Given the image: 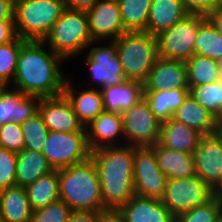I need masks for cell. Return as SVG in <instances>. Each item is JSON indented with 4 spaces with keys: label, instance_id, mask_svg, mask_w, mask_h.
<instances>
[{
    "label": "cell",
    "instance_id": "12",
    "mask_svg": "<svg viewBox=\"0 0 222 222\" xmlns=\"http://www.w3.org/2000/svg\"><path fill=\"white\" fill-rule=\"evenodd\" d=\"M134 188L135 195L161 199L168 178L160 170L154 151L149 146H134Z\"/></svg>",
    "mask_w": 222,
    "mask_h": 222
},
{
    "label": "cell",
    "instance_id": "4",
    "mask_svg": "<svg viewBox=\"0 0 222 222\" xmlns=\"http://www.w3.org/2000/svg\"><path fill=\"white\" fill-rule=\"evenodd\" d=\"M43 42L65 61L80 56L93 43L86 11L66 8Z\"/></svg>",
    "mask_w": 222,
    "mask_h": 222
},
{
    "label": "cell",
    "instance_id": "44",
    "mask_svg": "<svg viewBox=\"0 0 222 222\" xmlns=\"http://www.w3.org/2000/svg\"><path fill=\"white\" fill-rule=\"evenodd\" d=\"M14 0H0V20L13 19Z\"/></svg>",
    "mask_w": 222,
    "mask_h": 222
},
{
    "label": "cell",
    "instance_id": "49",
    "mask_svg": "<svg viewBox=\"0 0 222 222\" xmlns=\"http://www.w3.org/2000/svg\"><path fill=\"white\" fill-rule=\"evenodd\" d=\"M217 120H218L219 128H222V112H221V115L217 118Z\"/></svg>",
    "mask_w": 222,
    "mask_h": 222
},
{
    "label": "cell",
    "instance_id": "27",
    "mask_svg": "<svg viewBox=\"0 0 222 222\" xmlns=\"http://www.w3.org/2000/svg\"><path fill=\"white\" fill-rule=\"evenodd\" d=\"M189 94V88L165 89L144 91V98L154 116L163 123L172 118L174 112L184 103Z\"/></svg>",
    "mask_w": 222,
    "mask_h": 222
},
{
    "label": "cell",
    "instance_id": "34",
    "mask_svg": "<svg viewBox=\"0 0 222 222\" xmlns=\"http://www.w3.org/2000/svg\"><path fill=\"white\" fill-rule=\"evenodd\" d=\"M24 149L41 152L49 132L39 112L21 123Z\"/></svg>",
    "mask_w": 222,
    "mask_h": 222
},
{
    "label": "cell",
    "instance_id": "31",
    "mask_svg": "<svg viewBox=\"0 0 222 222\" xmlns=\"http://www.w3.org/2000/svg\"><path fill=\"white\" fill-rule=\"evenodd\" d=\"M188 86H200L221 79L215 59L194 54L186 62Z\"/></svg>",
    "mask_w": 222,
    "mask_h": 222
},
{
    "label": "cell",
    "instance_id": "47",
    "mask_svg": "<svg viewBox=\"0 0 222 222\" xmlns=\"http://www.w3.org/2000/svg\"><path fill=\"white\" fill-rule=\"evenodd\" d=\"M216 61H217V66L219 68L220 76H221V79H222V56L219 57L218 59H216Z\"/></svg>",
    "mask_w": 222,
    "mask_h": 222
},
{
    "label": "cell",
    "instance_id": "26",
    "mask_svg": "<svg viewBox=\"0 0 222 222\" xmlns=\"http://www.w3.org/2000/svg\"><path fill=\"white\" fill-rule=\"evenodd\" d=\"M32 212L25 187L15 185L0 191L3 222H30Z\"/></svg>",
    "mask_w": 222,
    "mask_h": 222
},
{
    "label": "cell",
    "instance_id": "17",
    "mask_svg": "<svg viewBox=\"0 0 222 222\" xmlns=\"http://www.w3.org/2000/svg\"><path fill=\"white\" fill-rule=\"evenodd\" d=\"M85 128L91 151L125 144L121 114L104 111Z\"/></svg>",
    "mask_w": 222,
    "mask_h": 222
},
{
    "label": "cell",
    "instance_id": "42",
    "mask_svg": "<svg viewBox=\"0 0 222 222\" xmlns=\"http://www.w3.org/2000/svg\"><path fill=\"white\" fill-rule=\"evenodd\" d=\"M16 37L14 19L0 20V45L7 44Z\"/></svg>",
    "mask_w": 222,
    "mask_h": 222
},
{
    "label": "cell",
    "instance_id": "43",
    "mask_svg": "<svg viewBox=\"0 0 222 222\" xmlns=\"http://www.w3.org/2000/svg\"><path fill=\"white\" fill-rule=\"evenodd\" d=\"M100 0H63L65 7L71 10L87 11Z\"/></svg>",
    "mask_w": 222,
    "mask_h": 222
},
{
    "label": "cell",
    "instance_id": "46",
    "mask_svg": "<svg viewBox=\"0 0 222 222\" xmlns=\"http://www.w3.org/2000/svg\"><path fill=\"white\" fill-rule=\"evenodd\" d=\"M215 195L222 198V173L220 183L214 188Z\"/></svg>",
    "mask_w": 222,
    "mask_h": 222
},
{
    "label": "cell",
    "instance_id": "25",
    "mask_svg": "<svg viewBox=\"0 0 222 222\" xmlns=\"http://www.w3.org/2000/svg\"><path fill=\"white\" fill-rule=\"evenodd\" d=\"M187 14L182 0H152L149 19L144 32L158 36Z\"/></svg>",
    "mask_w": 222,
    "mask_h": 222
},
{
    "label": "cell",
    "instance_id": "53",
    "mask_svg": "<svg viewBox=\"0 0 222 222\" xmlns=\"http://www.w3.org/2000/svg\"><path fill=\"white\" fill-rule=\"evenodd\" d=\"M218 132H219L220 135L222 136V128H220Z\"/></svg>",
    "mask_w": 222,
    "mask_h": 222
},
{
    "label": "cell",
    "instance_id": "33",
    "mask_svg": "<svg viewBox=\"0 0 222 222\" xmlns=\"http://www.w3.org/2000/svg\"><path fill=\"white\" fill-rule=\"evenodd\" d=\"M190 95L217 118L222 112V79L200 86L189 87Z\"/></svg>",
    "mask_w": 222,
    "mask_h": 222
},
{
    "label": "cell",
    "instance_id": "36",
    "mask_svg": "<svg viewBox=\"0 0 222 222\" xmlns=\"http://www.w3.org/2000/svg\"><path fill=\"white\" fill-rule=\"evenodd\" d=\"M221 212L222 198L215 195L209 202L177 216L176 222H215Z\"/></svg>",
    "mask_w": 222,
    "mask_h": 222
},
{
    "label": "cell",
    "instance_id": "13",
    "mask_svg": "<svg viewBox=\"0 0 222 222\" xmlns=\"http://www.w3.org/2000/svg\"><path fill=\"white\" fill-rule=\"evenodd\" d=\"M89 31L93 41H115L127 31L122 22V15L117 0H100L86 11Z\"/></svg>",
    "mask_w": 222,
    "mask_h": 222
},
{
    "label": "cell",
    "instance_id": "11",
    "mask_svg": "<svg viewBox=\"0 0 222 222\" xmlns=\"http://www.w3.org/2000/svg\"><path fill=\"white\" fill-rule=\"evenodd\" d=\"M97 43L98 41H93L84 58L89 67V77L94 81L93 84L97 83L93 88L101 90L103 87L121 84L126 79L115 41H108L101 46H96Z\"/></svg>",
    "mask_w": 222,
    "mask_h": 222
},
{
    "label": "cell",
    "instance_id": "32",
    "mask_svg": "<svg viewBox=\"0 0 222 222\" xmlns=\"http://www.w3.org/2000/svg\"><path fill=\"white\" fill-rule=\"evenodd\" d=\"M194 54L215 60L222 56V35L208 19L199 27L194 41Z\"/></svg>",
    "mask_w": 222,
    "mask_h": 222
},
{
    "label": "cell",
    "instance_id": "40",
    "mask_svg": "<svg viewBox=\"0 0 222 222\" xmlns=\"http://www.w3.org/2000/svg\"><path fill=\"white\" fill-rule=\"evenodd\" d=\"M188 14L208 16L219 8V0H182Z\"/></svg>",
    "mask_w": 222,
    "mask_h": 222
},
{
    "label": "cell",
    "instance_id": "20",
    "mask_svg": "<svg viewBox=\"0 0 222 222\" xmlns=\"http://www.w3.org/2000/svg\"><path fill=\"white\" fill-rule=\"evenodd\" d=\"M72 83V84H71ZM68 78L65 80L63 95L69 100L73 111L84 126L104 112L101 90L96 88L78 90Z\"/></svg>",
    "mask_w": 222,
    "mask_h": 222
},
{
    "label": "cell",
    "instance_id": "5",
    "mask_svg": "<svg viewBox=\"0 0 222 222\" xmlns=\"http://www.w3.org/2000/svg\"><path fill=\"white\" fill-rule=\"evenodd\" d=\"M115 43L125 79L145 82L159 58L157 37L133 31L122 34Z\"/></svg>",
    "mask_w": 222,
    "mask_h": 222
},
{
    "label": "cell",
    "instance_id": "30",
    "mask_svg": "<svg viewBox=\"0 0 222 222\" xmlns=\"http://www.w3.org/2000/svg\"><path fill=\"white\" fill-rule=\"evenodd\" d=\"M127 32L145 31L152 0H117Z\"/></svg>",
    "mask_w": 222,
    "mask_h": 222
},
{
    "label": "cell",
    "instance_id": "18",
    "mask_svg": "<svg viewBox=\"0 0 222 222\" xmlns=\"http://www.w3.org/2000/svg\"><path fill=\"white\" fill-rule=\"evenodd\" d=\"M40 99L7 85L0 93V127L9 122H25L38 112Z\"/></svg>",
    "mask_w": 222,
    "mask_h": 222
},
{
    "label": "cell",
    "instance_id": "19",
    "mask_svg": "<svg viewBox=\"0 0 222 222\" xmlns=\"http://www.w3.org/2000/svg\"><path fill=\"white\" fill-rule=\"evenodd\" d=\"M189 88L185 62L158 58L144 82V91Z\"/></svg>",
    "mask_w": 222,
    "mask_h": 222
},
{
    "label": "cell",
    "instance_id": "23",
    "mask_svg": "<svg viewBox=\"0 0 222 222\" xmlns=\"http://www.w3.org/2000/svg\"><path fill=\"white\" fill-rule=\"evenodd\" d=\"M202 136L196 129L170 118L161 125L158 143L168 149L194 154Z\"/></svg>",
    "mask_w": 222,
    "mask_h": 222
},
{
    "label": "cell",
    "instance_id": "14",
    "mask_svg": "<svg viewBox=\"0 0 222 222\" xmlns=\"http://www.w3.org/2000/svg\"><path fill=\"white\" fill-rule=\"evenodd\" d=\"M196 175L213 189L222 173V136L219 132L203 135L193 154Z\"/></svg>",
    "mask_w": 222,
    "mask_h": 222
},
{
    "label": "cell",
    "instance_id": "48",
    "mask_svg": "<svg viewBox=\"0 0 222 222\" xmlns=\"http://www.w3.org/2000/svg\"><path fill=\"white\" fill-rule=\"evenodd\" d=\"M105 222H120L114 215H111Z\"/></svg>",
    "mask_w": 222,
    "mask_h": 222
},
{
    "label": "cell",
    "instance_id": "51",
    "mask_svg": "<svg viewBox=\"0 0 222 222\" xmlns=\"http://www.w3.org/2000/svg\"><path fill=\"white\" fill-rule=\"evenodd\" d=\"M215 222H222V212L219 214V216L216 218Z\"/></svg>",
    "mask_w": 222,
    "mask_h": 222
},
{
    "label": "cell",
    "instance_id": "10",
    "mask_svg": "<svg viewBox=\"0 0 222 222\" xmlns=\"http://www.w3.org/2000/svg\"><path fill=\"white\" fill-rule=\"evenodd\" d=\"M121 117L125 144L146 147L159 142L162 122L151 112L145 98L122 112Z\"/></svg>",
    "mask_w": 222,
    "mask_h": 222
},
{
    "label": "cell",
    "instance_id": "22",
    "mask_svg": "<svg viewBox=\"0 0 222 222\" xmlns=\"http://www.w3.org/2000/svg\"><path fill=\"white\" fill-rule=\"evenodd\" d=\"M149 147L154 151L160 170L168 179H182L196 175L193 154L168 149L159 143Z\"/></svg>",
    "mask_w": 222,
    "mask_h": 222
},
{
    "label": "cell",
    "instance_id": "9",
    "mask_svg": "<svg viewBox=\"0 0 222 222\" xmlns=\"http://www.w3.org/2000/svg\"><path fill=\"white\" fill-rule=\"evenodd\" d=\"M214 189L197 175L182 179H168L162 203L175 216L209 202Z\"/></svg>",
    "mask_w": 222,
    "mask_h": 222
},
{
    "label": "cell",
    "instance_id": "38",
    "mask_svg": "<svg viewBox=\"0 0 222 222\" xmlns=\"http://www.w3.org/2000/svg\"><path fill=\"white\" fill-rule=\"evenodd\" d=\"M17 153L0 147V191L16 185Z\"/></svg>",
    "mask_w": 222,
    "mask_h": 222
},
{
    "label": "cell",
    "instance_id": "52",
    "mask_svg": "<svg viewBox=\"0 0 222 222\" xmlns=\"http://www.w3.org/2000/svg\"><path fill=\"white\" fill-rule=\"evenodd\" d=\"M219 8L222 9V0H219Z\"/></svg>",
    "mask_w": 222,
    "mask_h": 222
},
{
    "label": "cell",
    "instance_id": "24",
    "mask_svg": "<svg viewBox=\"0 0 222 222\" xmlns=\"http://www.w3.org/2000/svg\"><path fill=\"white\" fill-rule=\"evenodd\" d=\"M172 118L196 129L203 135L215 134L220 129L217 117L201 106L190 94L174 112Z\"/></svg>",
    "mask_w": 222,
    "mask_h": 222
},
{
    "label": "cell",
    "instance_id": "45",
    "mask_svg": "<svg viewBox=\"0 0 222 222\" xmlns=\"http://www.w3.org/2000/svg\"><path fill=\"white\" fill-rule=\"evenodd\" d=\"M207 19L212 23L216 30L222 35V9L211 12Z\"/></svg>",
    "mask_w": 222,
    "mask_h": 222
},
{
    "label": "cell",
    "instance_id": "41",
    "mask_svg": "<svg viewBox=\"0 0 222 222\" xmlns=\"http://www.w3.org/2000/svg\"><path fill=\"white\" fill-rule=\"evenodd\" d=\"M110 216L108 212L72 211L68 222H105Z\"/></svg>",
    "mask_w": 222,
    "mask_h": 222
},
{
    "label": "cell",
    "instance_id": "37",
    "mask_svg": "<svg viewBox=\"0 0 222 222\" xmlns=\"http://www.w3.org/2000/svg\"><path fill=\"white\" fill-rule=\"evenodd\" d=\"M71 208L62 200L32 212L30 222H68Z\"/></svg>",
    "mask_w": 222,
    "mask_h": 222
},
{
    "label": "cell",
    "instance_id": "3",
    "mask_svg": "<svg viewBox=\"0 0 222 222\" xmlns=\"http://www.w3.org/2000/svg\"><path fill=\"white\" fill-rule=\"evenodd\" d=\"M60 200L72 211L107 212L102 202L100 179L93 159L58 170Z\"/></svg>",
    "mask_w": 222,
    "mask_h": 222
},
{
    "label": "cell",
    "instance_id": "21",
    "mask_svg": "<svg viewBox=\"0 0 222 222\" xmlns=\"http://www.w3.org/2000/svg\"><path fill=\"white\" fill-rule=\"evenodd\" d=\"M105 112L121 114L144 98V82L125 80L101 89Z\"/></svg>",
    "mask_w": 222,
    "mask_h": 222
},
{
    "label": "cell",
    "instance_id": "7",
    "mask_svg": "<svg viewBox=\"0 0 222 222\" xmlns=\"http://www.w3.org/2000/svg\"><path fill=\"white\" fill-rule=\"evenodd\" d=\"M207 16L187 14L157 37L160 58L186 62L194 55V41Z\"/></svg>",
    "mask_w": 222,
    "mask_h": 222
},
{
    "label": "cell",
    "instance_id": "35",
    "mask_svg": "<svg viewBox=\"0 0 222 222\" xmlns=\"http://www.w3.org/2000/svg\"><path fill=\"white\" fill-rule=\"evenodd\" d=\"M25 41L17 36L13 41L0 45V80L6 85H10L13 81L18 55Z\"/></svg>",
    "mask_w": 222,
    "mask_h": 222
},
{
    "label": "cell",
    "instance_id": "1",
    "mask_svg": "<svg viewBox=\"0 0 222 222\" xmlns=\"http://www.w3.org/2000/svg\"><path fill=\"white\" fill-rule=\"evenodd\" d=\"M46 46L43 41L36 40H26L21 45L10 87L39 98L62 95L68 77L61 69L65 60L49 47L46 51Z\"/></svg>",
    "mask_w": 222,
    "mask_h": 222
},
{
    "label": "cell",
    "instance_id": "39",
    "mask_svg": "<svg viewBox=\"0 0 222 222\" xmlns=\"http://www.w3.org/2000/svg\"><path fill=\"white\" fill-rule=\"evenodd\" d=\"M0 147L16 153L24 149V135L21 124L9 122L0 127Z\"/></svg>",
    "mask_w": 222,
    "mask_h": 222
},
{
    "label": "cell",
    "instance_id": "16",
    "mask_svg": "<svg viewBox=\"0 0 222 222\" xmlns=\"http://www.w3.org/2000/svg\"><path fill=\"white\" fill-rule=\"evenodd\" d=\"M120 222H176L161 199L134 195L113 214Z\"/></svg>",
    "mask_w": 222,
    "mask_h": 222
},
{
    "label": "cell",
    "instance_id": "2",
    "mask_svg": "<svg viewBox=\"0 0 222 222\" xmlns=\"http://www.w3.org/2000/svg\"><path fill=\"white\" fill-rule=\"evenodd\" d=\"M99 179L105 210L115 214L135 195L134 146L122 144L91 152Z\"/></svg>",
    "mask_w": 222,
    "mask_h": 222
},
{
    "label": "cell",
    "instance_id": "6",
    "mask_svg": "<svg viewBox=\"0 0 222 222\" xmlns=\"http://www.w3.org/2000/svg\"><path fill=\"white\" fill-rule=\"evenodd\" d=\"M65 9L63 0H14L16 35L24 40L43 41Z\"/></svg>",
    "mask_w": 222,
    "mask_h": 222
},
{
    "label": "cell",
    "instance_id": "50",
    "mask_svg": "<svg viewBox=\"0 0 222 222\" xmlns=\"http://www.w3.org/2000/svg\"><path fill=\"white\" fill-rule=\"evenodd\" d=\"M6 86L7 85L3 81L0 80V93Z\"/></svg>",
    "mask_w": 222,
    "mask_h": 222
},
{
    "label": "cell",
    "instance_id": "15",
    "mask_svg": "<svg viewBox=\"0 0 222 222\" xmlns=\"http://www.w3.org/2000/svg\"><path fill=\"white\" fill-rule=\"evenodd\" d=\"M38 112L49 131L64 133L86 131L85 126L73 111L71 103L63 94L56 97L41 98Z\"/></svg>",
    "mask_w": 222,
    "mask_h": 222
},
{
    "label": "cell",
    "instance_id": "28",
    "mask_svg": "<svg viewBox=\"0 0 222 222\" xmlns=\"http://www.w3.org/2000/svg\"><path fill=\"white\" fill-rule=\"evenodd\" d=\"M53 170L41 152L23 149L17 153L16 186L26 187Z\"/></svg>",
    "mask_w": 222,
    "mask_h": 222
},
{
    "label": "cell",
    "instance_id": "8",
    "mask_svg": "<svg viewBox=\"0 0 222 222\" xmlns=\"http://www.w3.org/2000/svg\"><path fill=\"white\" fill-rule=\"evenodd\" d=\"M91 152L86 131H49L42 150L49 164L57 170L88 160Z\"/></svg>",
    "mask_w": 222,
    "mask_h": 222
},
{
    "label": "cell",
    "instance_id": "29",
    "mask_svg": "<svg viewBox=\"0 0 222 222\" xmlns=\"http://www.w3.org/2000/svg\"><path fill=\"white\" fill-rule=\"evenodd\" d=\"M32 211L60 200L58 170L39 177L25 187Z\"/></svg>",
    "mask_w": 222,
    "mask_h": 222
}]
</instances>
